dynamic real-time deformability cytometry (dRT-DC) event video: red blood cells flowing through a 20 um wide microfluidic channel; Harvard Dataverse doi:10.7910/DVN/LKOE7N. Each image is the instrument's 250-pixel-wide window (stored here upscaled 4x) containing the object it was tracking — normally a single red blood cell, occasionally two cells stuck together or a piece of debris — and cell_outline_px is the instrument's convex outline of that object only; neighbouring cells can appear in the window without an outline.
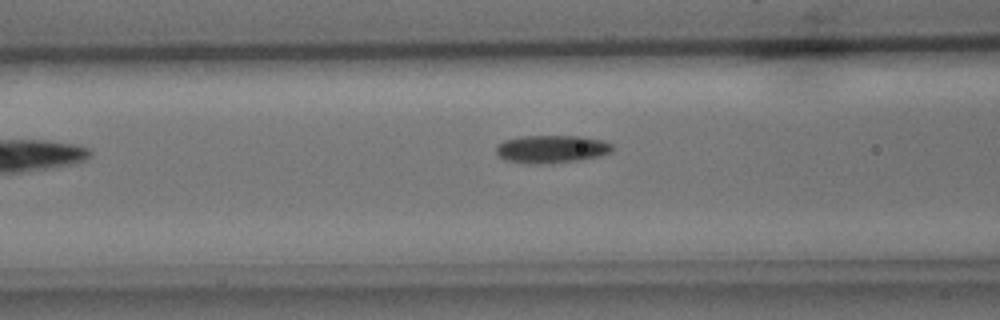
{"species": "common noctule bat (a hibernating species)", "species_latin": "Nyctalus noctula", "temperature_condition": "cold", "stored_images_in_passage": 5, "camera_frame_rate_fps": 3000, "um_per_image_px": 0.085, "animal": {"sex": "male", "body_mass_g": 15.6}, "frame": {"image": 1, "passage_image": 5, "time_ms": 4.667, "image_size_px": [1000, 320], "cell_outline_px": [[612, 148], [608, 152], [600, 156], [580, 160], [540, 164], [532, 164], [504, 160], [496, 152], [496, 144], [504, 140], [520, 136], [584, 136], [604, 140], [612, 144]], "centroid_in_image_um": [46.86, 12.66], "position_along_channel_um": 119.7, "area_um2": 18.96}}